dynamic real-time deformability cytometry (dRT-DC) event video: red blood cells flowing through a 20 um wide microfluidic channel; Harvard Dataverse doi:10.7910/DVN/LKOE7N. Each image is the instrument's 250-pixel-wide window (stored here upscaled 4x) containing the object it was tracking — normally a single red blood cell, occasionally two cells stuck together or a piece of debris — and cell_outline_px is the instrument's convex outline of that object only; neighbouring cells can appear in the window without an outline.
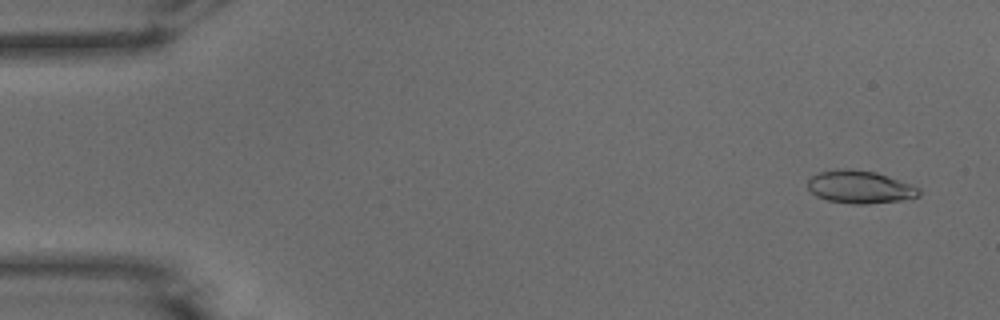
{"species": "common noctule bat (a hibernating species)", "species_latin": "Nyctalus noctula", "temperature_condition": "warm", "stored_images_in_passage": 52, "camera_frame_rate_fps": 3000, "um_per_image_px": 0.085, "animal": {"sex": "male", "body_mass_g": 15.6}, "frame": {"image": 1, "passage_image": 3, "time_ms": 0.667, "image_size_px": [1000, 320], "cell_outline_px": [[920, 196], [900, 200], [868, 204], [856, 204], [828, 200], [816, 196], [808, 188], [808, 180], [812, 176], [820, 172], [836, 168], [848, 168], [876, 172], [900, 180], [920, 188]], "centroid_in_image_um": [73.09, 15.88], "position_along_channel_um": 11.9, "area_um2": 21.21}}
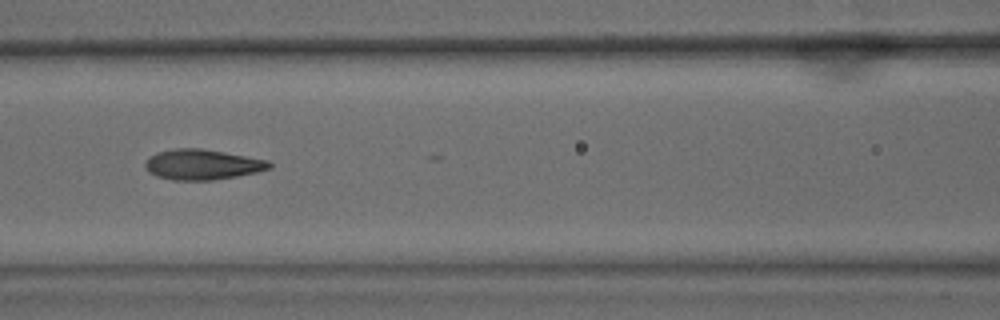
{"frame": {"image": 2, "passage_image": 23, "time_ms": 7.333, "image_size_px": [1000, 320], "cell_outline_px": [[272, 168], [256, 172], [236, 176], [212, 180], [172, 180], [156, 176], [148, 172], [144, 164], [148, 156], [160, 152], [176, 148], [200, 148], [224, 152], [268, 160], [272, 164]], "centroid_in_image_um": [17.18, 13.99], "position_along_channel_um": 149.4, "area_um2": 21.91}}
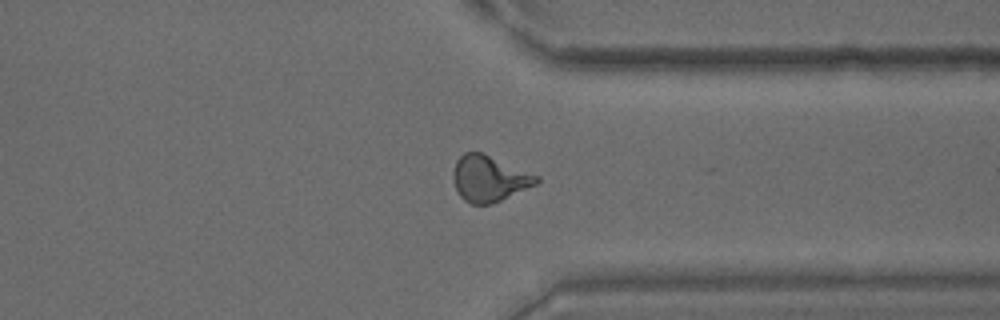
{"frame": {"image": 3, "passage_image": 40, "time_ms": 13.0, "image_size_px": [1000, 320], "cell_outline_px": [[540, 180], [536, 184], [492, 204], [472, 204], [464, 200], [460, 196], [452, 180], [452, 172], [456, 160], [464, 152], [484, 152], [540, 176]], "centroid_in_image_um": [41.57, 15.15], "position_along_channel_um": 369.8, "area_um2": 22.54}, "authors_computed_cell_mechanics": {"area_um2": 21.2415, "velocity_mm_per_s": 3.9122, "shape_relaxation_time_tau1_ms": 7.3787, "shape_relaxation_time_tau2_ms": 1.537, "deformation_change_tau1": 0.2399, "deformation_change_tau2": 0.0854}}